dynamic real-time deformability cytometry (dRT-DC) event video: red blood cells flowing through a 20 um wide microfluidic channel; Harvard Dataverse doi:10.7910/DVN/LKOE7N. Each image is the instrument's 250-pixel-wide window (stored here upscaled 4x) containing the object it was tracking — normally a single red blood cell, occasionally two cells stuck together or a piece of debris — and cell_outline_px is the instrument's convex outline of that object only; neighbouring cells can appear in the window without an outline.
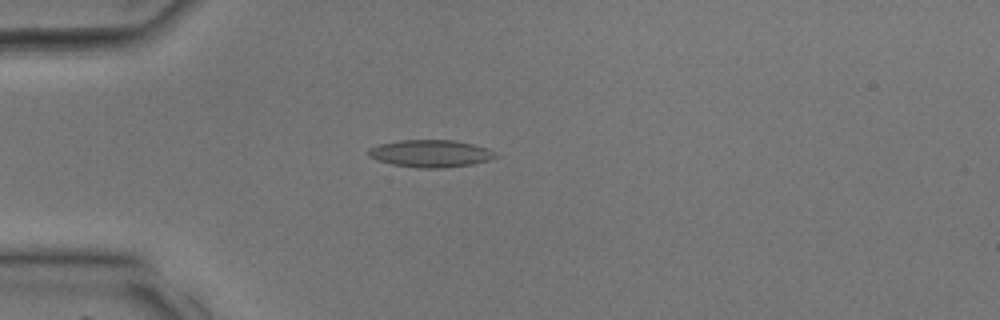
{"species": "common noctule bat (a hibernating species)", "species_latin": "Nyctalus noctula", "temperature_condition": "room temperature", "stored_images_in_passage": 31, "camera_frame_rate_fps": 3000, "um_per_image_px": 0.085, "animal": {"sex": "male", "body_mass_g": 17.9, "forearm_length_mm": 54.2}, "frame": {"image": 1, "passage_image": 4, "time_ms": 1.0, "image_size_px": [1000, 320], "cell_outline_px": [[500, 156], [488, 160], [472, 164], [444, 168], [416, 168], [392, 164], [376, 160], [368, 156], [368, 148], [380, 144], [400, 140], [452, 140], [472, 144], [488, 148]], "centroid_in_image_um": [36.58, 13.05], "position_along_channel_um": 48.4, "area_um2": 20.29}}
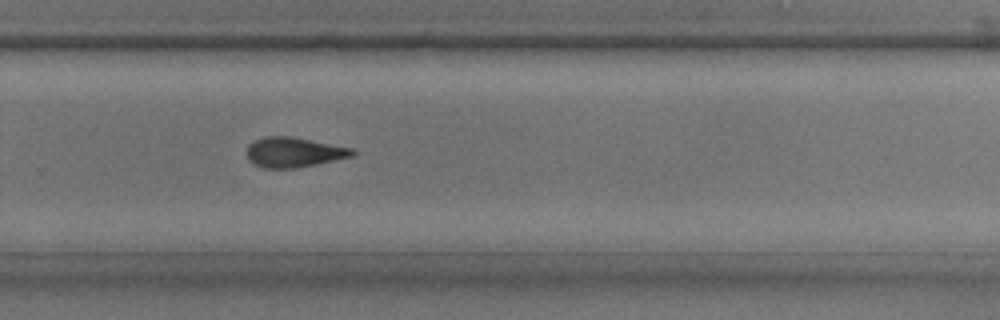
{"frame": {"image": 2, "passage_image": 19, "time_ms": 6.0, "image_size_px": [1000, 320], "cell_outline_px": [[356, 152], [352, 156], [316, 164], [296, 168], [264, 168], [252, 164], [248, 160], [248, 144], [264, 136], [288, 136], [352, 148]], "centroid_in_image_um": [24.94, 12.95], "position_along_channel_um": 304.9, "area_um2": 18.21}}
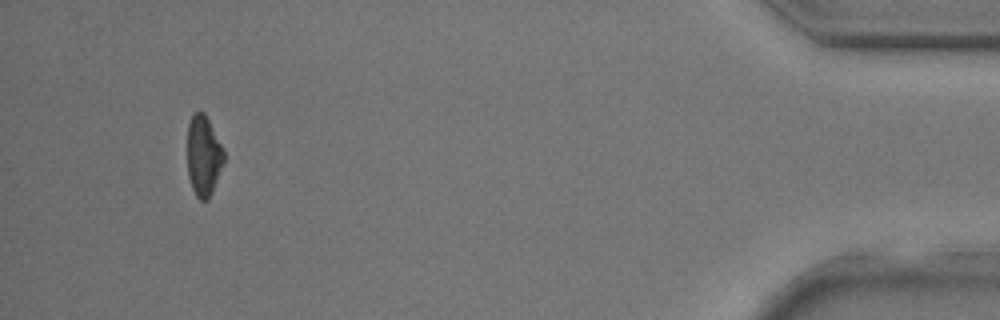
{"frame": {"image": 3, "passage_image": 29, "time_ms": 9.333, "image_size_px": [1000, 320], "cell_outline_px": [[224, 160], [212, 192], [208, 200], [200, 200], [196, 196], [192, 188], [188, 176], [188, 124], [192, 116], [196, 112], [204, 112], [224, 152]], "centroid_in_image_um": [17.28, 13.27], "position_along_channel_um": 417.9, "area_um2": 16.7}}